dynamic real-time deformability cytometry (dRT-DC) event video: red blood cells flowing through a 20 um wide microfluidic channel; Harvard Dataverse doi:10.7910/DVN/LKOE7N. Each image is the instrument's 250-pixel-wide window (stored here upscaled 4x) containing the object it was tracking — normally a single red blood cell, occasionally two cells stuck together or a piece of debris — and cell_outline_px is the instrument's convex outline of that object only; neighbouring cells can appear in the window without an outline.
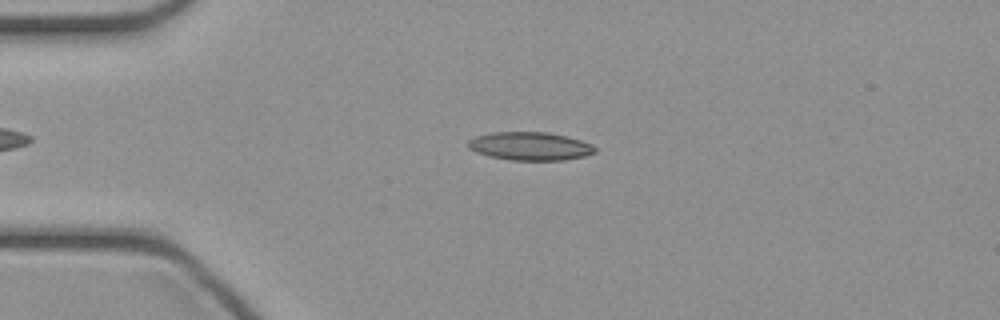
{"species": "common noctule bat (a hibernating species)", "species_latin": "Nyctalus noctula", "temperature_condition": "cold", "stored_images_in_passage": 45, "camera_frame_rate_fps": 3000, "um_per_image_px": 0.085, "animal": {"sex": "female", "body_mass_g": 21.9}, "frame": {"image": 1, "passage_image": 10, "time_ms": 3.0, "image_size_px": [1000, 320], "cell_outline_px": [[596, 152], [584, 156], [564, 160], [508, 160], [488, 156], [476, 152], [468, 148], [468, 140], [476, 136], [492, 132], [548, 132], [580, 140], [592, 144], [596, 148]], "centroid_in_image_um": [45.03, 12.43], "position_along_channel_um": 40.0, "area_um2": 20.92}}
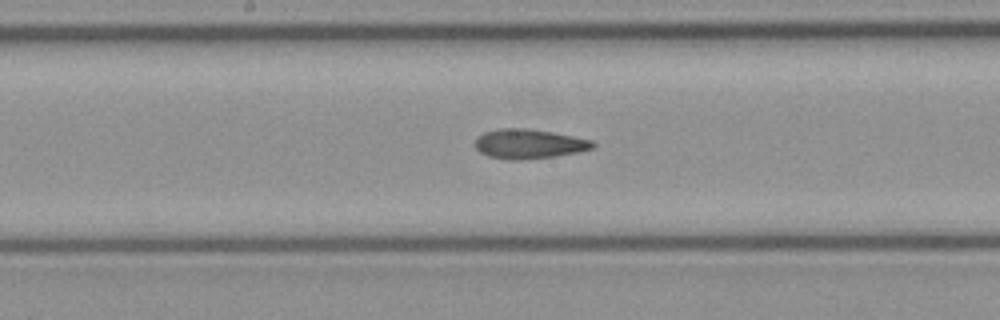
{"frame": {"image": 2, "passage_image": 23, "time_ms": 7.333, "image_size_px": [1000, 320], "cell_outline_px": [[596, 148], [556, 156], [520, 160], [508, 160], [488, 156], [480, 152], [476, 148], [476, 136], [484, 132], [496, 128], [524, 128], [552, 132], [592, 140], [596, 144]], "centroid_in_image_um": [44.95, 12.23], "position_along_channel_um": 203.3, "area_um2": 20.35}}
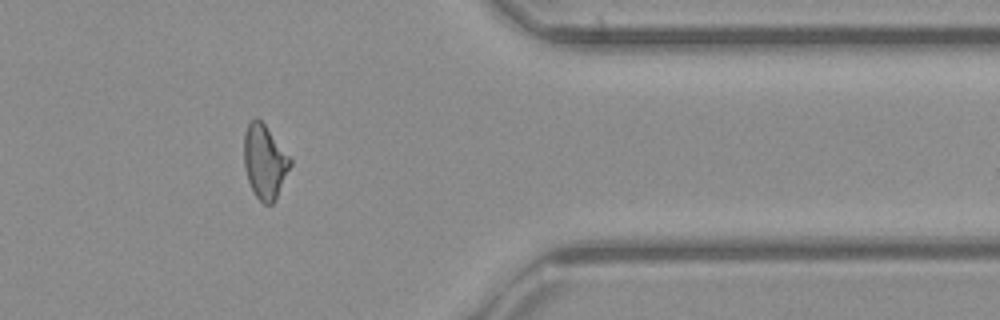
{"frame": {"image": 3, "passage_image": 37, "time_ms": 12.0, "image_size_px": [1000, 320], "cell_outline_px": [[292, 164], [276, 200], [272, 204], [264, 204], [256, 196], [248, 180], [244, 164], [244, 136], [248, 124], [256, 116], [264, 124], [292, 160]], "centroid_in_image_um": [22.51, 13.76], "position_along_channel_um": 388.9, "area_um2": 19.71}}